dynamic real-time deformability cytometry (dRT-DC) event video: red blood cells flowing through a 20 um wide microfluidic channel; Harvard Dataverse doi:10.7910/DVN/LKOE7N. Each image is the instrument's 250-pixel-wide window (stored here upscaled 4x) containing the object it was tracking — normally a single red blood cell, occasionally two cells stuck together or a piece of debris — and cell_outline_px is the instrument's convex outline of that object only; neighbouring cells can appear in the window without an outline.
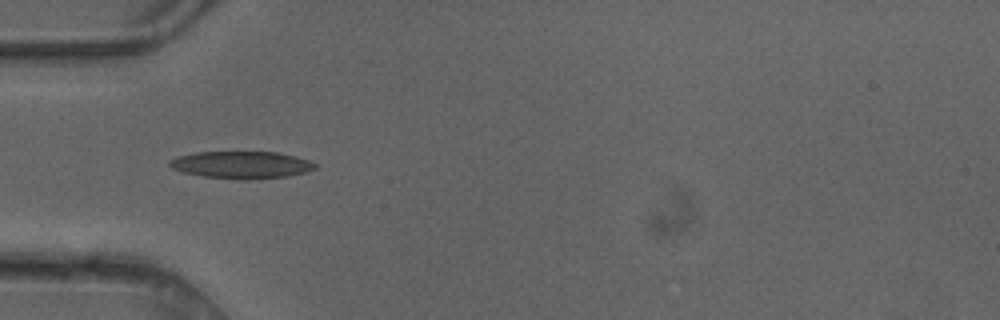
{"species": "common noctule bat (a hibernating species)", "species_latin": "Nyctalus noctula", "temperature_condition": "cold", "stored_images_in_passage": 6, "camera_frame_rate_fps": 3000, "um_per_image_px": 0.085, "animal": {"sex": "female"}, "frame": {"image": 1, "passage_image": 5, "time_ms": 1.333, "image_size_px": [1000, 320], "cell_outline_px": [[316, 168], [308, 172], [288, 176], [248, 180], [240, 180], [204, 176], [184, 172], [172, 168], [168, 164], [168, 160], [176, 156], [196, 152], [280, 152], [296, 156], [308, 160], [316, 164]], "centroid_in_image_um": [20.53, 14.01], "position_along_channel_um": 64.5, "area_um2": 23.29}}
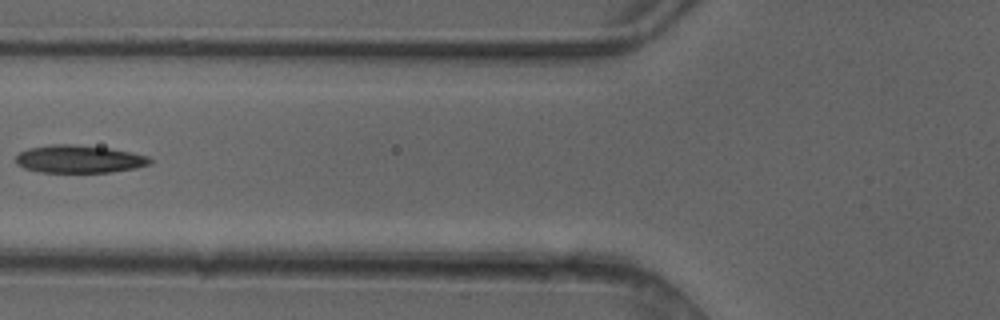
{"frame": {"image": 2, "passage_image": 6, "time_ms": 1.667, "image_size_px": [1000, 320], "cell_outline_px": [[152, 164], [136, 168], [108, 172], [40, 172], [24, 168], [16, 164], [16, 156], [20, 152], [28, 148], [48, 144], [72, 144], [108, 148], [148, 156], [152, 160]], "centroid_in_image_um": [6.7, 13.52], "position_along_channel_um": 119.1, "area_um2": 21.68}}